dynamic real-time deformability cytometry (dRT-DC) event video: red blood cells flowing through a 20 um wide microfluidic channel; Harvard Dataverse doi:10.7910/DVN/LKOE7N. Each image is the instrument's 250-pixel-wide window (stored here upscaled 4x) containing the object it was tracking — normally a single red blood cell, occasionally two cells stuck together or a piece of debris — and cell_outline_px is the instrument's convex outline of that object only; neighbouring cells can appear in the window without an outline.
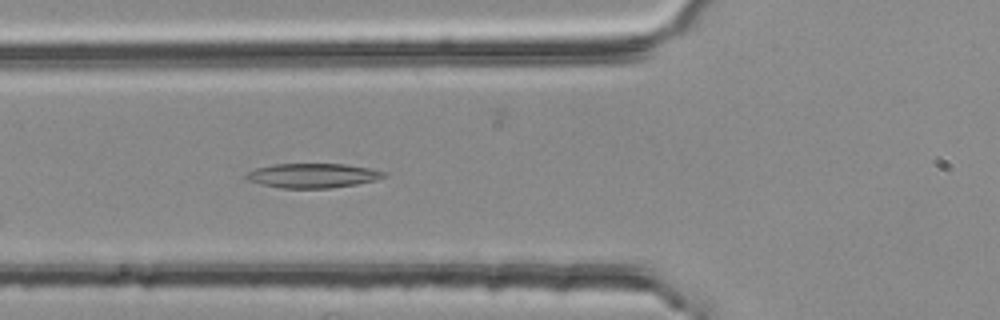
{"species": "common noctule bat (a hibernating species)", "species_latin": "Nyctalus noctula", "temperature_condition": "room temperature", "stored_images_in_passage": 6, "camera_frame_rate_fps": 3000, "um_per_image_px": 0.085, "animal": {"sex": "female", "body_mass_g": 25.1}, "frame": {"image": 1, "passage_image": 3, "time_ms": 0.667, "image_size_px": [1000, 320], "cell_outline_px": [[388, 176], [376, 180], [356, 184], [328, 188], [280, 188], [260, 184], [248, 180], [244, 176], [248, 172], [256, 168], [272, 164], [344, 164], [368, 168], [388, 172]], "centroid_in_image_um": [26.59, 14.92], "position_along_channel_um": 99.2, "area_um2": 19.65}}